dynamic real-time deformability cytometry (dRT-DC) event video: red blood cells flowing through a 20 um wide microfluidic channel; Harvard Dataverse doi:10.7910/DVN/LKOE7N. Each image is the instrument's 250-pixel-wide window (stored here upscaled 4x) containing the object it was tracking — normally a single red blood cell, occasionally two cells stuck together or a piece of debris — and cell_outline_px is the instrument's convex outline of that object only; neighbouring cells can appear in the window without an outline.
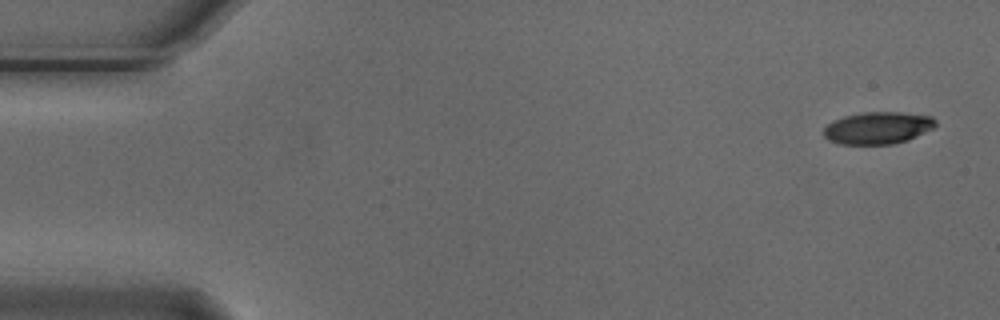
{"species": "Egyptian fruit bat (a non-hibernating species)", "species_latin": "Rousettus aegyptiacus", "temperature_condition": "cold", "stored_images_in_passage": 5, "camera_frame_rate_fps": 3000, "um_per_image_px": 0.085, "animal": {"sex": "male"}, "frame": {"image": 1, "passage_image": 1, "time_ms": 0.0, "image_size_px": [1000, 320], "cell_outline_px": [[936, 124], [932, 128], [908, 140], [892, 144], [840, 144], [828, 140], [824, 136], [824, 128], [832, 120], [844, 116], [860, 112], [900, 112], [932, 116], [936, 120]], "centroid_in_image_um": [74.59, 10.86], "position_along_channel_um": 10.4, "area_um2": 20.98}}
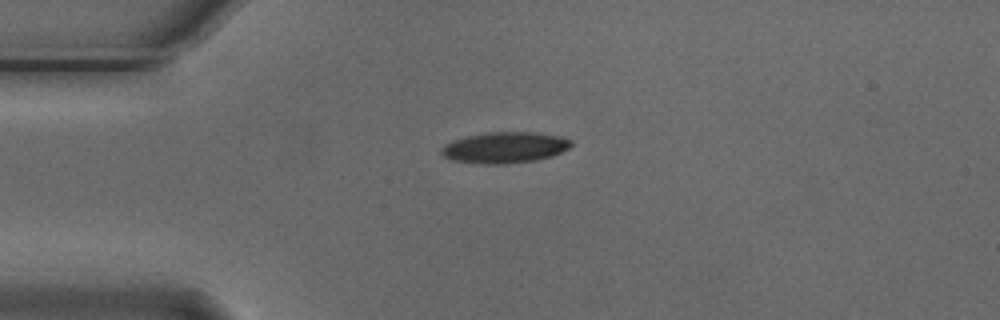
{"frame": {"image": 2, "passage_image": 4, "time_ms": 1.0, "image_size_px": [1000, 320], "cell_outline_px": [[572, 144], [568, 148], [552, 156], [532, 160], [504, 164], [480, 164], [452, 160], [444, 156], [440, 152], [440, 148], [444, 144], [452, 140], [484, 132], [532, 132], [560, 136], [572, 140]], "centroid_in_image_um": [42.86, 12.53], "position_along_channel_um": 42.1, "area_um2": 23.47}}